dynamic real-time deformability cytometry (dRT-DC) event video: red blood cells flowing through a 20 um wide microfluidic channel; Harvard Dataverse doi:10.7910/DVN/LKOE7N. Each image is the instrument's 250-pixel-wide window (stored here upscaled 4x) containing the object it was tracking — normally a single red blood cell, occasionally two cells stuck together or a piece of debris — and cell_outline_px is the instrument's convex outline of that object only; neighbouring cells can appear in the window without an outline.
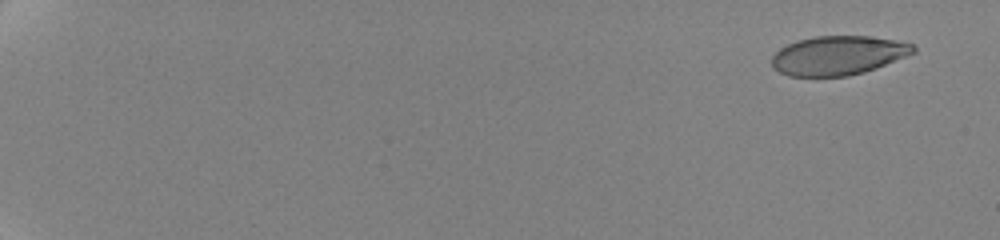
{"species": "human", "species_latin": "Homo sapiens", "temperature_condition": "cold", "stored_images_in_passage": 34, "camera_frame_rate_fps": 3000, "um_per_image_px": 0.085, "donor": {"sex": "female"}, "frame": {"image": 1, "passage_image": 3, "time_ms": 1.0, "image_size_px": [1000, 240], "cell_outline_px": [[916, 52], [876, 68], [864, 72], [848, 76], [788, 76], [772, 68], [772, 56], [780, 48], [796, 40], [816, 36], [872, 36], [912, 44], [916, 48]], "centroid_in_image_um": [71.22, 4.71], "position_along_channel_um": 13.8, "area_um2": 32.19}}
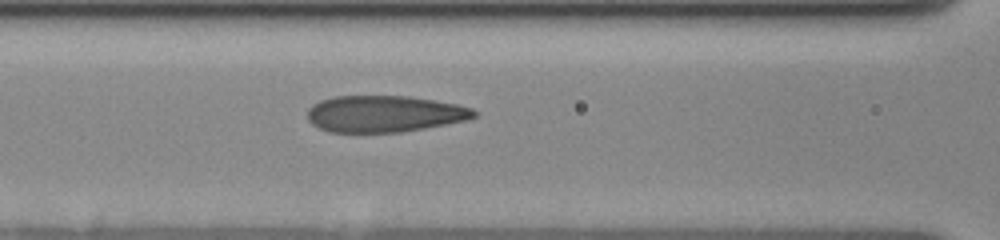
{"frame": {"image": 2, "passage_image": 23, "time_ms": 10.0, "image_size_px": [1000, 240], "cell_outline_px": [[476, 116], [464, 120], [424, 128], [400, 132], [328, 132], [312, 124], [308, 120], [308, 108], [312, 104], [320, 100], [332, 96], [408, 96], [456, 104], [472, 108], [476, 112]], "centroid_in_image_um": [32.61, 9.67], "position_along_channel_um": 134.0, "area_um2": 35.32}}
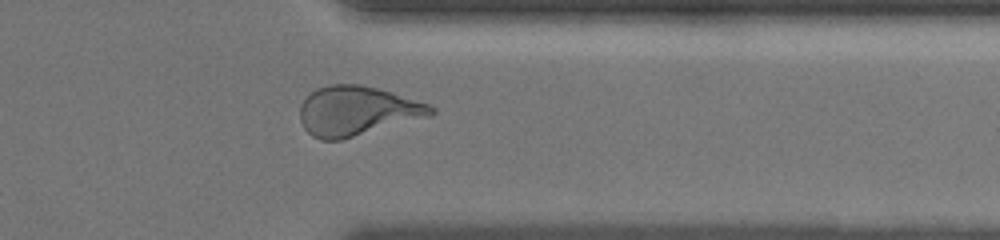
{"frame": {"image": 3, "passage_image": 31, "time_ms": 17.0, "image_size_px": [1000, 240], "cell_outline_px": [[436, 112], [432, 116], [340, 140], [320, 140], [312, 136], [304, 128], [300, 120], [300, 104], [316, 88], [328, 84], [360, 84], [376, 88], [428, 104], [436, 108]], "centroid_in_image_um": [30.34, 9.44], "position_along_channel_um": 381.1, "area_um2": 37.69}, "authors_computed_cell_mechanics": {"area_um2": 35.6337, "velocity_mm_per_s": 3.5514, "shape_relaxation_time_tau1_ms": 5.0101, "shape_relaxation_time_tau2_ms": 1.1324, "deformation_change_tau1": 0.1706, "deformation_change_tau2": 0.0606}}